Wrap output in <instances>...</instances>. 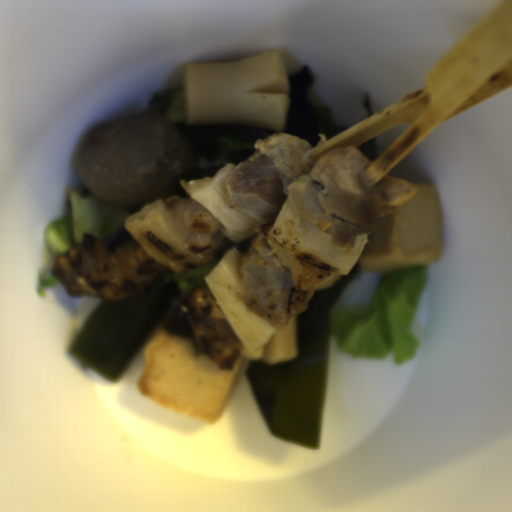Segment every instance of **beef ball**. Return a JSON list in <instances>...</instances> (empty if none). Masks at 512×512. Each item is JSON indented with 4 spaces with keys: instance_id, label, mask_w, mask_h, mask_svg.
I'll return each mask as SVG.
<instances>
[{
    "instance_id": "c3f7d807",
    "label": "beef ball",
    "mask_w": 512,
    "mask_h": 512,
    "mask_svg": "<svg viewBox=\"0 0 512 512\" xmlns=\"http://www.w3.org/2000/svg\"><path fill=\"white\" fill-rule=\"evenodd\" d=\"M198 162L193 140L162 116L139 115L105 124L82 144L76 168L92 196L108 206L141 211L180 195Z\"/></svg>"
}]
</instances>
